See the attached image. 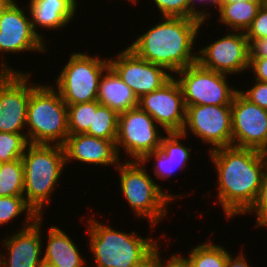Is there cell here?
<instances>
[{
  "mask_svg": "<svg viewBox=\"0 0 267 267\" xmlns=\"http://www.w3.org/2000/svg\"><path fill=\"white\" fill-rule=\"evenodd\" d=\"M217 174L218 195L225 217L244 215L255 202L267 166V153L235 146L209 152Z\"/></svg>",
  "mask_w": 267,
  "mask_h": 267,
  "instance_id": "6da1fadb",
  "label": "cell"
},
{
  "mask_svg": "<svg viewBox=\"0 0 267 267\" xmlns=\"http://www.w3.org/2000/svg\"><path fill=\"white\" fill-rule=\"evenodd\" d=\"M160 21L137 36L128 48L172 74L196 63L197 51L193 47L205 21L180 17H162Z\"/></svg>",
  "mask_w": 267,
  "mask_h": 267,
  "instance_id": "7a4b0ae2",
  "label": "cell"
},
{
  "mask_svg": "<svg viewBox=\"0 0 267 267\" xmlns=\"http://www.w3.org/2000/svg\"><path fill=\"white\" fill-rule=\"evenodd\" d=\"M86 228L89 236L86 245L90 247L88 252L93 253L96 267H149L160 250L158 239L118 231L93 217L87 220Z\"/></svg>",
  "mask_w": 267,
  "mask_h": 267,
  "instance_id": "3957f363",
  "label": "cell"
},
{
  "mask_svg": "<svg viewBox=\"0 0 267 267\" xmlns=\"http://www.w3.org/2000/svg\"><path fill=\"white\" fill-rule=\"evenodd\" d=\"M51 84L30 82L26 136L30 144L63 146L69 136L67 104Z\"/></svg>",
  "mask_w": 267,
  "mask_h": 267,
  "instance_id": "277c9868",
  "label": "cell"
},
{
  "mask_svg": "<svg viewBox=\"0 0 267 267\" xmlns=\"http://www.w3.org/2000/svg\"><path fill=\"white\" fill-rule=\"evenodd\" d=\"M21 159L24 169L23 197L39 216H43V209L50 204V195L66 167L64 148L54 144H29Z\"/></svg>",
  "mask_w": 267,
  "mask_h": 267,
  "instance_id": "5b68a950",
  "label": "cell"
},
{
  "mask_svg": "<svg viewBox=\"0 0 267 267\" xmlns=\"http://www.w3.org/2000/svg\"><path fill=\"white\" fill-rule=\"evenodd\" d=\"M145 167L141 161L125 160L114 169H117L120 175L119 183L123 197L138 219H148L152 233L153 228L166 218L168 203L183 195L175 196L162 189Z\"/></svg>",
  "mask_w": 267,
  "mask_h": 267,
  "instance_id": "8992f818",
  "label": "cell"
},
{
  "mask_svg": "<svg viewBox=\"0 0 267 267\" xmlns=\"http://www.w3.org/2000/svg\"><path fill=\"white\" fill-rule=\"evenodd\" d=\"M58 74L55 89L67 104H78L97 100L99 81L109 67V60L74 52Z\"/></svg>",
  "mask_w": 267,
  "mask_h": 267,
  "instance_id": "52a82bcc",
  "label": "cell"
},
{
  "mask_svg": "<svg viewBox=\"0 0 267 267\" xmlns=\"http://www.w3.org/2000/svg\"><path fill=\"white\" fill-rule=\"evenodd\" d=\"M174 75L179 83L185 107L193 105L231 106L238 88L231 87L227 75L201 66L198 62ZM229 84V85H228Z\"/></svg>",
  "mask_w": 267,
  "mask_h": 267,
  "instance_id": "ba28073f",
  "label": "cell"
},
{
  "mask_svg": "<svg viewBox=\"0 0 267 267\" xmlns=\"http://www.w3.org/2000/svg\"><path fill=\"white\" fill-rule=\"evenodd\" d=\"M0 66V132L26 134L31 72L13 70L4 61Z\"/></svg>",
  "mask_w": 267,
  "mask_h": 267,
  "instance_id": "9c48e42d",
  "label": "cell"
},
{
  "mask_svg": "<svg viewBox=\"0 0 267 267\" xmlns=\"http://www.w3.org/2000/svg\"><path fill=\"white\" fill-rule=\"evenodd\" d=\"M158 124L139 107L119 114L117 150L125 151L130 161H141L147 154L160 149L162 137ZM122 147V148H121Z\"/></svg>",
  "mask_w": 267,
  "mask_h": 267,
  "instance_id": "30bf717a",
  "label": "cell"
},
{
  "mask_svg": "<svg viewBox=\"0 0 267 267\" xmlns=\"http://www.w3.org/2000/svg\"><path fill=\"white\" fill-rule=\"evenodd\" d=\"M210 145L209 152L232 146L231 106L193 105L186 107L185 124L181 131L188 132Z\"/></svg>",
  "mask_w": 267,
  "mask_h": 267,
  "instance_id": "8fae6325",
  "label": "cell"
},
{
  "mask_svg": "<svg viewBox=\"0 0 267 267\" xmlns=\"http://www.w3.org/2000/svg\"><path fill=\"white\" fill-rule=\"evenodd\" d=\"M229 31L198 50L197 62L204 68L230 76L249 69L250 48L243 31Z\"/></svg>",
  "mask_w": 267,
  "mask_h": 267,
  "instance_id": "7c38bea8",
  "label": "cell"
},
{
  "mask_svg": "<svg viewBox=\"0 0 267 267\" xmlns=\"http://www.w3.org/2000/svg\"><path fill=\"white\" fill-rule=\"evenodd\" d=\"M108 58L109 66L140 99L167 83L174 75L163 66L153 64L137 56L131 49H123Z\"/></svg>",
  "mask_w": 267,
  "mask_h": 267,
  "instance_id": "4fadbf2b",
  "label": "cell"
},
{
  "mask_svg": "<svg viewBox=\"0 0 267 267\" xmlns=\"http://www.w3.org/2000/svg\"><path fill=\"white\" fill-rule=\"evenodd\" d=\"M232 146L267 153V110L246 99L239 91L231 104Z\"/></svg>",
  "mask_w": 267,
  "mask_h": 267,
  "instance_id": "5bb4252c",
  "label": "cell"
},
{
  "mask_svg": "<svg viewBox=\"0 0 267 267\" xmlns=\"http://www.w3.org/2000/svg\"><path fill=\"white\" fill-rule=\"evenodd\" d=\"M138 107L149 114L165 134L181 132L184 127L186 107L174 76L161 88L138 99Z\"/></svg>",
  "mask_w": 267,
  "mask_h": 267,
  "instance_id": "9a60e30c",
  "label": "cell"
},
{
  "mask_svg": "<svg viewBox=\"0 0 267 267\" xmlns=\"http://www.w3.org/2000/svg\"><path fill=\"white\" fill-rule=\"evenodd\" d=\"M28 12L26 14L25 12ZM12 0L0 16V53L47 51L44 42L33 30L29 10ZM29 15V16H28ZM28 16V17H27Z\"/></svg>",
  "mask_w": 267,
  "mask_h": 267,
  "instance_id": "2e32d148",
  "label": "cell"
},
{
  "mask_svg": "<svg viewBox=\"0 0 267 267\" xmlns=\"http://www.w3.org/2000/svg\"><path fill=\"white\" fill-rule=\"evenodd\" d=\"M43 220L40 216L31 226L18 229V232L0 241L7 250L5 255L0 252V267H44Z\"/></svg>",
  "mask_w": 267,
  "mask_h": 267,
  "instance_id": "e0dca14e",
  "label": "cell"
},
{
  "mask_svg": "<svg viewBox=\"0 0 267 267\" xmlns=\"http://www.w3.org/2000/svg\"><path fill=\"white\" fill-rule=\"evenodd\" d=\"M66 164L79 161L93 166L116 165L121 163L116 140L100 139L88 134L69 135L63 145Z\"/></svg>",
  "mask_w": 267,
  "mask_h": 267,
  "instance_id": "ac0fdd59",
  "label": "cell"
},
{
  "mask_svg": "<svg viewBox=\"0 0 267 267\" xmlns=\"http://www.w3.org/2000/svg\"><path fill=\"white\" fill-rule=\"evenodd\" d=\"M162 137L160 149L147 154L141 162L145 165L154 159V175L160 180L171 178L177 170H183L188 166L191 157L189 147L182 144L181 139L186 136L181 132L166 133ZM153 158V159H152ZM173 174V175H172Z\"/></svg>",
  "mask_w": 267,
  "mask_h": 267,
  "instance_id": "d6986e66",
  "label": "cell"
},
{
  "mask_svg": "<svg viewBox=\"0 0 267 267\" xmlns=\"http://www.w3.org/2000/svg\"><path fill=\"white\" fill-rule=\"evenodd\" d=\"M28 10L35 33L43 40L45 37L39 34V28L56 31L64 28L76 17L77 0H29Z\"/></svg>",
  "mask_w": 267,
  "mask_h": 267,
  "instance_id": "ffe728a7",
  "label": "cell"
},
{
  "mask_svg": "<svg viewBox=\"0 0 267 267\" xmlns=\"http://www.w3.org/2000/svg\"><path fill=\"white\" fill-rule=\"evenodd\" d=\"M47 233V244L43 250L44 267H86V257L81 255L78 246L66 232L56 225L49 227Z\"/></svg>",
  "mask_w": 267,
  "mask_h": 267,
  "instance_id": "44dd1931",
  "label": "cell"
},
{
  "mask_svg": "<svg viewBox=\"0 0 267 267\" xmlns=\"http://www.w3.org/2000/svg\"><path fill=\"white\" fill-rule=\"evenodd\" d=\"M97 101L118 115L138 107V98L132 89L110 66L100 78Z\"/></svg>",
  "mask_w": 267,
  "mask_h": 267,
  "instance_id": "7402d4cb",
  "label": "cell"
},
{
  "mask_svg": "<svg viewBox=\"0 0 267 267\" xmlns=\"http://www.w3.org/2000/svg\"><path fill=\"white\" fill-rule=\"evenodd\" d=\"M262 0H248L229 4H218V20L233 31L245 32L256 17Z\"/></svg>",
  "mask_w": 267,
  "mask_h": 267,
  "instance_id": "603a6c76",
  "label": "cell"
},
{
  "mask_svg": "<svg viewBox=\"0 0 267 267\" xmlns=\"http://www.w3.org/2000/svg\"><path fill=\"white\" fill-rule=\"evenodd\" d=\"M228 253L224 246L208 239L190 249L188 257L177 255L187 267H226Z\"/></svg>",
  "mask_w": 267,
  "mask_h": 267,
  "instance_id": "cb8c5ba5",
  "label": "cell"
},
{
  "mask_svg": "<svg viewBox=\"0 0 267 267\" xmlns=\"http://www.w3.org/2000/svg\"><path fill=\"white\" fill-rule=\"evenodd\" d=\"M23 213L26 217L22 221L25 222L22 229L31 226L40 217L23 196L0 197V226L7 225Z\"/></svg>",
  "mask_w": 267,
  "mask_h": 267,
  "instance_id": "d4e9b609",
  "label": "cell"
},
{
  "mask_svg": "<svg viewBox=\"0 0 267 267\" xmlns=\"http://www.w3.org/2000/svg\"><path fill=\"white\" fill-rule=\"evenodd\" d=\"M119 115L97 101V111H93L92 125L85 133L100 139L116 140Z\"/></svg>",
  "mask_w": 267,
  "mask_h": 267,
  "instance_id": "484cf974",
  "label": "cell"
},
{
  "mask_svg": "<svg viewBox=\"0 0 267 267\" xmlns=\"http://www.w3.org/2000/svg\"><path fill=\"white\" fill-rule=\"evenodd\" d=\"M24 169L22 159L0 163V197L23 196Z\"/></svg>",
  "mask_w": 267,
  "mask_h": 267,
  "instance_id": "4316f807",
  "label": "cell"
},
{
  "mask_svg": "<svg viewBox=\"0 0 267 267\" xmlns=\"http://www.w3.org/2000/svg\"><path fill=\"white\" fill-rule=\"evenodd\" d=\"M69 135L85 134L92 125L93 111H97V100L67 105Z\"/></svg>",
  "mask_w": 267,
  "mask_h": 267,
  "instance_id": "83f0119b",
  "label": "cell"
},
{
  "mask_svg": "<svg viewBox=\"0 0 267 267\" xmlns=\"http://www.w3.org/2000/svg\"><path fill=\"white\" fill-rule=\"evenodd\" d=\"M29 144L26 134L0 132V163L21 159Z\"/></svg>",
  "mask_w": 267,
  "mask_h": 267,
  "instance_id": "f1b7e54d",
  "label": "cell"
},
{
  "mask_svg": "<svg viewBox=\"0 0 267 267\" xmlns=\"http://www.w3.org/2000/svg\"><path fill=\"white\" fill-rule=\"evenodd\" d=\"M161 17H180L194 19V10L190 0H152Z\"/></svg>",
  "mask_w": 267,
  "mask_h": 267,
  "instance_id": "f546056e",
  "label": "cell"
},
{
  "mask_svg": "<svg viewBox=\"0 0 267 267\" xmlns=\"http://www.w3.org/2000/svg\"><path fill=\"white\" fill-rule=\"evenodd\" d=\"M255 213L256 226L267 228V166L263 172L262 185L252 207L245 213Z\"/></svg>",
  "mask_w": 267,
  "mask_h": 267,
  "instance_id": "4dcf8cb0",
  "label": "cell"
},
{
  "mask_svg": "<svg viewBox=\"0 0 267 267\" xmlns=\"http://www.w3.org/2000/svg\"><path fill=\"white\" fill-rule=\"evenodd\" d=\"M249 44L256 39L267 38V5L262 4L251 25L244 32Z\"/></svg>",
  "mask_w": 267,
  "mask_h": 267,
  "instance_id": "1f68e13d",
  "label": "cell"
},
{
  "mask_svg": "<svg viewBox=\"0 0 267 267\" xmlns=\"http://www.w3.org/2000/svg\"><path fill=\"white\" fill-rule=\"evenodd\" d=\"M254 81L256 84L251 86L250 89L241 91L239 88V92L250 102L267 110V82Z\"/></svg>",
  "mask_w": 267,
  "mask_h": 267,
  "instance_id": "d6a6232c",
  "label": "cell"
},
{
  "mask_svg": "<svg viewBox=\"0 0 267 267\" xmlns=\"http://www.w3.org/2000/svg\"><path fill=\"white\" fill-rule=\"evenodd\" d=\"M255 80L267 82V58L250 57L249 69Z\"/></svg>",
  "mask_w": 267,
  "mask_h": 267,
  "instance_id": "836d02e7",
  "label": "cell"
},
{
  "mask_svg": "<svg viewBox=\"0 0 267 267\" xmlns=\"http://www.w3.org/2000/svg\"><path fill=\"white\" fill-rule=\"evenodd\" d=\"M160 255L161 251L159 250L153 256L149 267H187L185 263L176 255V253L170 255L167 261L162 260L163 258Z\"/></svg>",
  "mask_w": 267,
  "mask_h": 267,
  "instance_id": "e575fe53",
  "label": "cell"
},
{
  "mask_svg": "<svg viewBox=\"0 0 267 267\" xmlns=\"http://www.w3.org/2000/svg\"><path fill=\"white\" fill-rule=\"evenodd\" d=\"M196 0H190V4L194 10V19H199V20H202V21H207L209 19V17H211V13H209V11L206 12V9L204 7H206V5L204 4H207V6L210 4L212 5H215V8L218 10V3H219V0H197V3H201L203 6H201L202 8L199 9L195 6H197L196 4ZM199 9V10H198ZM201 10V11H200Z\"/></svg>",
  "mask_w": 267,
  "mask_h": 267,
  "instance_id": "d590c367",
  "label": "cell"
},
{
  "mask_svg": "<svg viewBox=\"0 0 267 267\" xmlns=\"http://www.w3.org/2000/svg\"><path fill=\"white\" fill-rule=\"evenodd\" d=\"M249 48L250 57L267 58V38L253 40Z\"/></svg>",
  "mask_w": 267,
  "mask_h": 267,
  "instance_id": "8d00e7d4",
  "label": "cell"
},
{
  "mask_svg": "<svg viewBox=\"0 0 267 267\" xmlns=\"http://www.w3.org/2000/svg\"><path fill=\"white\" fill-rule=\"evenodd\" d=\"M248 259L244 253L240 252L236 257L228 253L227 265L226 267H252L248 264Z\"/></svg>",
  "mask_w": 267,
  "mask_h": 267,
  "instance_id": "74e56055",
  "label": "cell"
},
{
  "mask_svg": "<svg viewBox=\"0 0 267 267\" xmlns=\"http://www.w3.org/2000/svg\"><path fill=\"white\" fill-rule=\"evenodd\" d=\"M12 0H0V16L3 10L7 7V5L11 2Z\"/></svg>",
  "mask_w": 267,
  "mask_h": 267,
  "instance_id": "f35d334b",
  "label": "cell"
},
{
  "mask_svg": "<svg viewBox=\"0 0 267 267\" xmlns=\"http://www.w3.org/2000/svg\"><path fill=\"white\" fill-rule=\"evenodd\" d=\"M241 1H248V0H219L218 4H229V3L241 2Z\"/></svg>",
  "mask_w": 267,
  "mask_h": 267,
  "instance_id": "ab89813d",
  "label": "cell"
},
{
  "mask_svg": "<svg viewBox=\"0 0 267 267\" xmlns=\"http://www.w3.org/2000/svg\"><path fill=\"white\" fill-rule=\"evenodd\" d=\"M127 1H129V3L131 2V4H136V3H138L137 1H139V0H127Z\"/></svg>",
  "mask_w": 267,
  "mask_h": 267,
  "instance_id": "60d3db41",
  "label": "cell"
},
{
  "mask_svg": "<svg viewBox=\"0 0 267 267\" xmlns=\"http://www.w3.org/2000/svg\"><path fill=\"white\" fill-rule=\"evenodd\" d=\"M263 4L267 5V0H262Z\"/></svg>",
  "mask_w": 267,
  "mask_h": 267,
  "instance_id": "b9f144b4",
  "label": "cell"
}]
</instances>
